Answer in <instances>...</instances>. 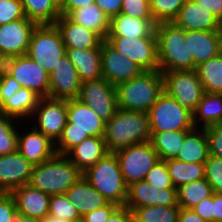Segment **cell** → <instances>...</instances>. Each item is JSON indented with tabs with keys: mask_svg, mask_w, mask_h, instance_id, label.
Listing matches in <instances>:
<instances>
[{
	"mask_svg": "<svg viewBox=\"0 0 222 222\" xmlns=\"http://www.w3.org/2000/svg\"><path fill=\"white\" fill-rule=\"evenodd\" d=\"M16 121L17 120L6 115L4 112L0 113V156L17 151L18 127L22 122ZM18 122H20L19 125Z\"/></svg>",
	"mask_w": 222,
	"mask_h": 222,
	"instance_id": "f35d334b",
	"label": "cell"
},
{
	"mask_svg": "<svg viewBox=\"0 0 222 222\" xmlns=\"http://www.w3.org/2000/svg\"><path fill=\"white\" fill-rule=\"evenodd\" d=\"M123 0H95V4L109 17V19L121 13Z\"/></svg>",
	"mask_w": 222,
	"mask_h": 222,
	"instance_id": "816d5d0a",
	"label": "cell"
},
{
	"mask_svg": "<svg viewBox=\"0 0 222 222\" xmlns=\"http://www.w3.org/2000/svg\"><path fill=\"white\" fill-rule=\"evenodd\" d=\"M154 19H138L126 14H119L110 19L107 37H156Z\"/></svg>",
	"mask_w": 222,
	"mask_h": 222,
	"instance_id": "484cf974",
	"label": "cell"
},
{
	"mask_svg": "<svg viewBox=\"0 0 222 222\" xmlns=\"http://www.w3.org/2000/svg\"><path fill=\"white\" fill-rule=\"evenodd\" d=\"M15 222H42V220L18 214Z\"/></svg>",
	"mask_w": 222,
	"mask_h": 222,
	"instance_id": "680465c9",
	"label": "cell"
},
{
	"mask_svg": "<svg viewBox=\"0 0 222 222\" xmlns=\"http://www.w3.org/2000/svg\"><path fill=\"white\" fill-rule=\"evenodd\" d=\"M16 202L18 214L43 220L49 214L51 195L33 188L29 184L11 192Z\"/></svg>",
	"mask_w": 222,
	"mask_h": 222,
	"instance_id": "603a6c76",
	"label": "cell"
},
{
	"mask_svg": "<svg viewBox=\"0 0 222 222\" xmlns=\"http://www.w3.org/2000/svg\"><path fill=\"white\" fill-rule=\"evenodd\" d=\"M102 77L114 86L140 75L144 70L103 40L100 47Z\"/></svg>",
	"mask_w": 222,
	"mask_h": 222,
	"instance_id": "9a60e30c",
	"label": "cell"
},
{
	"mask_svg": "<svg viewBox=\"0 0 222 222\" xmlns=\"http://www.w3.org/2000/svg\"><path fill=\"white\" fill-rule=\"evenodd\" d=\"M49 215H54L71 222H81L82 220L78 210L68 200L65 193L51 195L49 201Z\"/></svg>",
	"mask_w": 222,
	"mask_h": 222,
	"instance_id": "60d3db41",
	"label": "cell"
},
{
	"mask_svg": "<svg viewBox=\"0 0 222 222\" xmlns=\"http://www.w3.org/2000/svg\"><path fill=\"white\" fill-rule=\"evenodd\" d=\"M36 26L28 18L0 25V53L7 58L26 55Z\"/></svg>",
	"mask_w": 222,
	"mask_h": 222,
	"instance_id": "e0dca14e",
	"label": "cell"
},
{
	"mask_svg": "<svg viewBox=\"0 0 222 222\" xmlns=\"http://www.w3.org/2000/svg\"><path fill=\"white\" fill-rule=\"evenodd\" d=\"M173 23L184 30H222V22L194 0H185Z\"/></svg>",
	"mask_w": 222,
	"mask_h": 222,
	"instance_id": "7402d4cb",
	"label": "cell"
},
{
	"mask_svg": "<svg viewBox=\"0 0 222 222\" xmlns=\"http://www.w3.org/2000/svg\"><path fill=\"white\" fill-rule=\"evenodd\" d=\"M185 42L196 66L222 52V30H185Z\"/></svg>",
	"mask_w": 222,
	"mask_h": 222,
	"instance_id": "44dd1931",
	"label": "cell"
},
{
	"mask_svg": "<svg viewBox=\"0 0 222 222\" xmlns=\"http://www.w3.org/2000/svg\"><path fill=\"white\" fill-rule=\"evenodd\" d=\"M222 123V94L206 93L193 113L195 128H206ZM200 125V126H199Z\"/></svg>",
	"mask_w": 222,
	"mask_h": 222,
	"instance_id": "1f68e13d",
	"label": "cell"
},
{
	"mask_svg": "<svg viewBox=\"0 0 222 222\" xmlns=\"http://www.w3.org/2000/svg\"><path fill=\"white\" fill-rule=\"evenodd\" d=\"M6 72L21 87L32 90L41 98L48 97L49 74L27 54L8 58Z\"/></svg>",
	"mask_w": 222,
	"mask_h": 222,
	"instance_id": "5bb4252c",
	"label": "cell"
},
{
	"mask_svg": "<svg viewBox=\"0 0 222 222\" xmlns=\"http://www.w3.org/2000/svg\"><path fill=\"white\" fill-rule=\"evenodd\" d=\"M26 18L20 0H0V25Z\"/></svg>",
	"mask_w": 222,
	"mask_h": 222,
	"instance_id": "ee69618b",
	"label": "cell"
},
{
	"mask_svg": "<svg viewBox=\"0 0 222 222\" xmlns=\"http://www.w3.org/2000/svg\"><path fill=\"white\" fill-rule=\"evenodd\" d=\"M119 206L114 203H109L107 206L95 209L92 212L85 214L82 217L81 222H106L112 213L118 208Z\"/></svg>",
	"mask_w": 222,
	"mask_h": 222,
	"instance_id": "c3c4849f",
	"label": "cell"
},
{
	"mask_svg": "<svg viewBox=\"0 0 222 222\" xmlns=\"http://www.w3.org/2000/svg\"><path fill=\"white\" fill-rule=\"evenodd\" d=\"M213 193L211 185L205 178L184 184L177 188L178 205L180 208L192 209Z\"/></svg>",
	"mask_w": 222,
	"mask_h": 222,
	"instance_id": "8d00e7d4",
	"label": "cell"
},
{
	"mask_svg": "<svg viewBox=\"0 0 222 222\" xmlns=\"http://www.w3.org/2000/svg\"><path fill=\"white\" fill-rule=\"evenodd\" d=\"M83 177L110 203L125 206L128 186L124 182L115 153H107L83 172Z\"/></svg>",
	"mask_w": 222,
	"mask_h": 222,
	"instance_id": "8992f818",
	"label": "cell"
},
{
	"mask_svg": "<svg viewBox=\"0 0 222 222\" xmlns=\"http://www.w3.org/2000/svg\"><path fill=\"white\" fill-rule=\"evenodd\" d=\"M191 130L151 132V144L160 160L175 159Z\"/></svg>",
	"mask_w": 222,
	"mask_h": 222,
	"instance_id": "d6a6232c",
	"label": "cell"
},
{
	"mask_svg": "<svg viewBox=\"0 0 222 222\" xmlns=\"http://www.w3.org/2000/svg\"><path fill=\"white\" fill-rule=\"evenodd\" d=\"M177 222H208L199 217L193 209L180 208Z\"/></svg>",
	"mask_w": 222,
	"mask_h": 222,
	"instance_id": "9f6ffc18",
	"label": "cell"
},
{
	"mask_svg": "<svg viewBox=\"0 0 222 222\" xmlns=\"http://www.w3.org/2000/svg\"><path fill=\"white\" fill-rule=\"evenodd\" d=\"M150 131L192 130L193 114L163 92L148 111Z\"/></svg>",
	"mask_w": 222,
	"mask_h": 222,
	"instance_id": "ba28073f",
	"label": "cell"
},
{
	"mask_svg": "<svg viewBox=\"0 0 222 222\" xmlns=\"http://www.w3.org/2000/svg\"><path fill=\"white\" fill-rule=\"evenodd\" d=\"M31 118L30 121H36L35 123L31 122L30 126L56 143L67 123V100L50 97L40 98Z\"/></svg>",
	"mask_w": 222,
	"mask_h": 222,
	"instance_id": "8fae6325",
	"label": "cell"
},
{
	"mask_svg": "<svg viewBox=\"0 0 222 222\" xmlns=\"http://www.w3.org/2000/svg\"><path fill=\"white\" fill-rule=\"evenodd\" d=\"M77 99L93 109L105 123L118 110L116 86L103 77L81 83Z\"/></svg>",
	"mask_w": 222,
	"mask_h": 222,
	"instance_id": "7c38bea8",
	"label": "cell"
},
{
	"mask_svg": "<svg viewBox=\"0 0 222 222\" xmlns=\"http://www.w3.org/2000/svg\"><path fill=\"white\" fill-rule=\"evenodd\" d=\"M209 157V141L205 128H193L184 139L176 156L182 162L205 163Z\"/></svg>",
	"mask_w": 222,
	"mask_h": 222,
	"instance_id": "f1b7e54d",
	"label": "cell"
},
{
	"mask_svg": "<svg viewBox=\"0 0 222 222\" xmlns=\"http://www.w3.org/2000/svg\"><path fill=\"white\" fill-rule=\"evenodd\" d=\"M180 206H144L132 210L137 222H177Z\"/></svg>",
	"mask_w": 222,
	"mask_h": 222,
	"instance_id": "74e56055",
	"label": "cell"
},
{
	"mask_svg": "<svg viewBox=\"0 0 222 222\" xmlns=\"http://www.w3.org/2000/svg\"><path fill=\"white\" fill-rule=\"evenodd\" d=\"M29 129L31 130L24 129L25 132H20V128L17 150L32 165H39L56 154L55 143L33 126L30 127V124Z\"/></svg>",
	"mask_w": 222,
	"mask_h": 222,
	"instance_id": "ffe728a7",
	"label": "cell"
},
{
	"mask_svg": "<svg viewBox=\"0 0 222 222\" xmlns=\"http://www.w3.org/2000/svg\"><path fill=\"white\" fill-rule=\"evenodd\" d=\"M108 153L103 136L88 137L73 147L66 156L83 173Z\"/></svg>",
	"mask_w": 222,
	"mask_h": 222,
	"instance_id": "83f0119b",
	"label": "cell"
},
{
	"mask_svg": "<svg viewBox=\"0 0 222 222\" xmlns=\"http://www.w3.org/2000/svg\"><path fill=\"white\" fill-rule=\"evenodd\" d=\"M127 186L144 180L148 171L160 160L150 141L130 145L115 152Z\"/></svg>",
	"mask_w": 222,
	"mask_h": 222,
	"instance_id": "30bf717a",
	"label": "cell"
},
{
	"mask_svg": "<svg viewBox=\"0 0 222 222\" xmlns=\"http://www.w3.org/2000/svg\"><path fill=\"white\" fill-rule=\"evenodd\" d=\"M192 209L202 219L214 222L213 195L203 199Z\"/></svg>",
	"mask_w": 222,
	"mask_h": 222,
	"instance_id": "f907efd6",
	"label": "cell"
},
{
	"mask_svg": "<svg viewBox=\"0 0 222 222\" xmlns=\"http://www.w3.org/2000/svg\"><path fill=\"white\" fill-rule=\"evenodd\" d=\"M121 14L138 19H154L150 10V0H123Z\"/></svg>",
	"mask_w": 222,
	"mask_h": 222,
	"instance_id": "f6af8a7d",
	"label": "cell"
},
{
	"mask_svg": "<svg viewBox=\"0 0 222 222\" xmlns=\"http://www.w3.org/2000/svg\"><path fill=\"white\" fill-rule=\"evenodd\" d=\"M169 175L174 187L204 178V163L182 162L176 159L166 160Z\"/></svg>",
	"mask_w": 222,
	"mask_h": 222,
	"instance_id": "d590c367",
	"label": "cell"
},
{
	"mask_svg": "<svg viewBox=\"0 0 222 222\" xmlns=\"http://www.w3.org/2000/svg\"><path fill=\"white\" fill-rule=\"evenodd\" d=\"M17 215L16 202L12 194L0 192V222H15Z\"/></svg>",
	"mask_w": 222,
	"mask_h": 222,
	"instance_id": "bcb514c9",
	"label": "cell"
},
{
	"mask_svg": "<svg viewBox=\"0 0 222 222\" xmlns=\"http://www.w3.org/2000/svg\"><path fill=\"white\" fill-rule=\"evenodd\" d=\"M81 81L78 72L67 55H64L49 74L48 97L54 99L78 98Z\"/></svg>",
	"mask_w": 222,
	"mask_h": 222,
	"instance_id": "ac0fdd59",
	"label": "cell"
},
{
	"mask_svg": "<svg viewBox=\"0 0 222 222\" xmlns=\"http://www.w3.org/2000/svg\"><path fill=\"white\" fill-rule=\"evenodd\" d=\"M105 145L108 153H115L130 145L151 140L148 112L128 111L118 108L105 123Z\"/></svg>",
	"mask_w": 222,
	"mask_h": 222,
	"instance_id": "7a4b0ae2",
	"label": "cell"
},
{
	"mask_svg": "<svg viewBox=\"0 0 222 222\" xmlns=\"http://www.w3.org/2000/svg\"><path fill=\"white\" fill-rule=\"evenodd\" d=\"M54 1L59 8L66 2V0H54Z\"/></svg>",
	"mask_w": 222,
	"mask_h": 222,
	"instance_id": "6125c7cd",
	"label": "cell"
},
{
	"mask_svg": "<svg viewBox=\"0 0 222 222\" xmlns=\"http://www.w3.org/2000/svg\"><path fill=\"white\" fill-rule=\"evenodd\" d=\"M0 113H3V99L1 94H0Z\"/></svg>",
	"mask_w": 222,
	"mask_h": 222,
	"instance_id": "be15d7a7",
	"label": "cell"
},
{
	"mask_svg": "<svg viewBox=\"0 0 222 222\" xmlns=\"http://www.w3.org/2000/svg\"><path fill=\"white\" fill-rule=\"evenodd\" d=\"M204 178L214 193H222V158L209 155L204 163Z\"/></svg>",
	"mask_w": 222,
	"mask_h": 222,
	"instance_id": "b9f144b4",
	"label": "cell"
},
{
	"mask_svg": "<svg viewBox=\"0 0 222 222\" xmlns=\"http://www.w3.org/2000/svg\"><path fill=\"white\" fill-rule=\"evenodd\" d=\"M214 222H222V193H213Z\"/></svg>",
	"mask_w": 222,
	"mask_h": 222,
	"instance_id": "6f0895ef",
	"label": "cell"
},
{
	"mask_svg": "<svg viewBox=\"0 0 222 222\" xmlns=\"http://www.w3.org/2000/svg\"><path fill=\"white\" fill-rule=\"evenodd\" d=\"M66 197L78 210L81 217L107 206L110 202L95 189L84 177H81L66 192Z\"/></svg>",
	"mask_w": 222,
	"mask_h": 222,
	"instance_id": "d4e9b609",
	"label": "cell"
},
{
	"mask_svg": "<svg viewBox=\"0 0 222 222\" xmlns=\"http://www.w3.org/2000/svg\"><path fill=\"white\" fill-rule=\"evenodd\" d=\"M132 211L126 206H119L106 222H132Z\"/></svg>",
	"mask_w": 222,
	"mask_h": 222,
	"instance_id": "f5cc1de1",
	"label": "cell"
},
{
	"mask_svg": "<svg viewBox=\"0 0 222 222\" xmlns=\"http://www.w3.org/2000/svg\"><path fill=\"white\" fill-rule=\"evenodd\" d=\"M26 18L37 25H54L61 16L54 0H20Z\"/></svg>",
	"mask_w": 222,
	"mask_h": 222,
	"instance_id": "836d02e7",
	"label": "cell"
},
{
	"mask_svg": "<svg viewBox=\"0 0 222 222\" xmlns=\"http://www.w3.org/2000/svg\"><path fill=\"white\" fill-rule=\"evenodd\" d=\"M105 122L88 105L79 99L67 100V123L55 143L57 154L66 155L88 137L104 136Z\"/></svg>",
	"mask_w": 222,
	"mask_h": 222,
	"instance_id": "6da1fadb",
	"label": "cell"
},
{
	"mask_svg": "<svg viewBox=\"0 0 222 222\" xmlns=\"http://www.w3.org/2000/svg\"><path fill=\"white\" fill-rule=\"evenodd\" d=\"M159 70H195L193 56L185 42V30L173 22L158 23L155 27Z\"/></svg>",
	"mask_w": 222,
	"mask_h": 222,
	"instance_id": "277c9868",
	"label": "cell"
},
{
	"mask_svg": "<svg viewBox=\"0 0 222 222\" xmlns=\"http://www.w3.org/2000/svg\"><path fill=\"white\" fill-rule=\"evenodd\" d=\"M59 29L66 48L89 49L101 47L103 39L92 30L86 29L61 15L55 23Z\"/></svg>",
	"mask_w": 222,
	"mask_h": 222,
	"instance_id": "cb8c5ba5",
	"label": "cell"
},
{
	"mask_svg": "<svg viewBox=\"0 0 222 222\" xmlns=\"http://www.w3.org/2000/svg\"><path fill=\"white\" fill-rule=\"evenodd\" d=\"M67 17L71 21L97 33L103 40L108 36L110 19L95 3L72 10Z\"/></svg>",
	"mask_w": 222,
	"mask_h": 222,
	"instance_id": "f546056e",
	"label": "cell"
},
{
	"mask_svg": "<svg viewBox=\"0 0 222 222\" xmlns=\"http://www.w3.org/2000/svg\"><path fill=\"white\" fill-rule=\"evenodd\" d=\"M33 166L18 150L0 156V192L11 193L29 184Z\"/></svg>",
	"mask_w": 222,
	"mask_h": 222,
	"instance_id": "d6986e66",
	"label": "cell"
},
{
	"mask_svg": "<svg viewBox=\"0 0 222 222\" xmlns=\"http://www.w3.org/2000/svg\"><path fill=\"white\" fill-rule=\"evenodd\" d=\"M20 88L21 85L7 72L0 77V94L3 99V103L8 99V97H12Z\"/></svg>",
	"mask_w": 222,
	"mask_h": 222,
	"instance_id": "681fc988",
	"label": "cell"
},
{
	"mask_svg": "<svg viewBox=\"0 0 222 222\" xmlns=\"http://www.w3.org/2000/svg\"><path fill=\"white\" fill-rule=\"evenodd\" d=\"M118 108L148 112L164 92V78L160 70L143 71L140 75L116 86Z\"/></svg>",
	"mask_w": 222,
	"mask_h": 222,
	"instance_id": "3957f363",
	"label": "cell"
},
{
	"mask_svg": "<svg viewBox=\"0 0 222 222\" xmlns=\"http://www.w3.org/2000/svg\"><path fill=\"white\" fill-rule=\"evenodd\" d=\"M210 10L222 22V0H194Z\"/></svg>",
	"mask_w": 222,
	"mask_h": 222,
	"instance_id": "11a10c76",
	"label": "cell"
},
{
	"mask_svg": "<svg viewBox=\"0 0 222 222\" xmlns=\"http://www.w3.org/2000/svg\"><path fill=\"white\" fill-rule=\"evenodd\" d=\"M105 40L144 71L159 70L156 37H107Z\"/></svg>",
	"mask_w": 222,
	"mask_h": 222,
	"instance_id": "4fadbf2b",
	"label": "cell"
},
{
	"mask_svg": "<svg viewBox=\"0 0 222 222\" xmlns=\"http://www.w3.org/2000/svg\"><path fill=\"white\" fill-rule=\"evenodd\" d=\"M209 141V155L222 158V124L205 128Z\"/></svg>",
	"mask_w": 222,
	"mask_h": 222,
	"instance_id": "7dc6e473",
	"label": "cell"
},
{
	"mask_svg": "<svg viewBox=\"0 0 222 222\" xmlns=\"http://www.w3.org/2000/svg\"><path fill=\"white\" fill-rule=\"evenodd\" d=\"M81 177L83 173L66 155L56 153L33 166L29 185L49 195L64 194Z\"/></svg>",
	"mask_w": 222,
	"mask_h": 222,
	"instance_id": "5b68a950",
	"label": "cell"
},
{
	"mask_svg": "<svg viewBox=\"0 0 222 222\" xmlns=\"http://www.w3.org/2000/svg\"><path fill=\"white\" fill-rule=\"evenodd\" d=\"M206 93L222 94V52L195 69Z\"/></svg>",
	"mask_w": 222,
	"mask_h": 222,
	"instance_id": "e575fe53",
	"label": "cell"
},
{
	"mask_svg": "<svg viewBox=\"0 0 222 222\" xmlns=\"http://www.w3.org/2000/svg\"><path fill=\"white\" fill-rule=\"evenodd\" d=\"M185 0H150V10L154 21L158 23L173 22Z\"/></svg>",
	"mask_w": 222,
	"mask_h": 222,
	"instance_id": "ab89813d",
	"label": "cell"
},
{
	"mask_svg": "<svg viewBox=\"0 0 222 222\" xmlns=\"http://www.w3.org/2000/svg\"><path fill=\"white\" fill-rule=\"evenodd\" d=\"M40 98L32 90L21 87L3 103V112L17 121L28 119L29 122Z\"/></svg>",
	"mask_w": 222,
	"mask_h": 222,
	"instance_id": "4dcf8cb0",
	"label": "cell"
},
{
	"mask_svg": "<svg viewBox=\"0 0 222 222\" xmlns=\"http://www.w3.org/2000/svg\"><path fill=\"white\" fill-rule=\"evenodd\" d=\"M27 55L38 63L48 74L66 55L62 35L56 25H37L33 30Z\"/></svg>",
	"mask_w": 222,
	"mask_h": 222,
	"instance_id": "52a82bcc",
	"label": "cell"
},
{
	"mask_svg": "<svg viewBox=\"0 0 222 222\" xmlns=\"http://www.w3.org/2000/svg\"><path fill=\"white\" fill-rule=\"evenodd\" d=\"M178 205L177 189H160L149 184L145 179L128 186L125 206L131 211L144 206Z\"/></svg>",
	"mask_w": 222,
	"mask_h": 222,
	"instance_id": "2e32d148",
	"label": "cell"
},
{
	"mask_svg": "<svg viewBox=\"0 0 222 222\" xmlns=\"http://www.w3.org/2000/svg\"><path fill=\"white\" fill-rule=\"evenodd\" d=\"M42 222H71V221H67V220H63L61 218H58L54 215H47Z\"/></svg>",
	"mask_w": 222,
	"mask_h": 222,
	"instance_id": "94428289",
	"label": "cell"
},
{
	"mask_svg": "<svg viewBox=\"0 0 222 222\" xmlns=\"http://www.w3.org/2000/svg\"><path fill=\"white\" fill-rule=\"evenodd\" d=\"M93 3H95V0H66V2L60 7L61 15L67 16L72 10L79 9Z\"/></svg>",
	"mask_w": 222,
	"mask_h": 222,
	"instance_id": "db71d44e",
	"label": "cell"
},
{
	"mask_svg": "<svg viewBox=\"0 0 222 222\" xmlns=\"http://www.w3.org/2000/svg\"><path fill=\"white\" fill-rule=\"evenodd\" d=\"M66 55L76 67L81 83L102 78L100 47L66 48Z\"/></svg>",
	"mask_w": 222,
	"mask_h": 222,
	"instance_id": "4316f807",
	"label": "cell"
},
{
	"mask_svg": "<svg viewBox=\"0 0 222 222\" xmlns=\"http://www.w3.org/2000/svg\"><path fill=\"white\" fill-rule=\"evenodd\" d=\"M8 58L0 53V77L6 72Z\"/></svg>",
	"mask_w": 222,
	"mask_h": 222,
	"instance_id": "91938a15",
	"label": "cell"
},
{
	"mask_svg": "<svg viewBox=\"0 0 222 222\" xmlns=\"http://www.w3.org/2000/svg\"><path fill=\"white\" fill-rule=\"evenodd\" d=\"M145 180L160 189L175 188L166 161L159 160L147 173Z\"/></svg>",
	"mask_w": 222,
	"mask_h": 222,
	"instance_id": "7bdbcfd3",
	"label": "cell"
},
{
	"mask_svg": "<svg viewBox=\"0 0 222 222\" xmlns=\"http://www.w3.org/2000/svg\"><path fill=\"white\" fill-rule=\"evenodd\" d=\"M164 92L192 114L205 94L195 70H173L162 73Z\"/></svg>",
	"mask_w": 222,
	"mask_h": 222,
	"instance_id": "9c48e42d",
	"label": "cell"
}]
</instances>
